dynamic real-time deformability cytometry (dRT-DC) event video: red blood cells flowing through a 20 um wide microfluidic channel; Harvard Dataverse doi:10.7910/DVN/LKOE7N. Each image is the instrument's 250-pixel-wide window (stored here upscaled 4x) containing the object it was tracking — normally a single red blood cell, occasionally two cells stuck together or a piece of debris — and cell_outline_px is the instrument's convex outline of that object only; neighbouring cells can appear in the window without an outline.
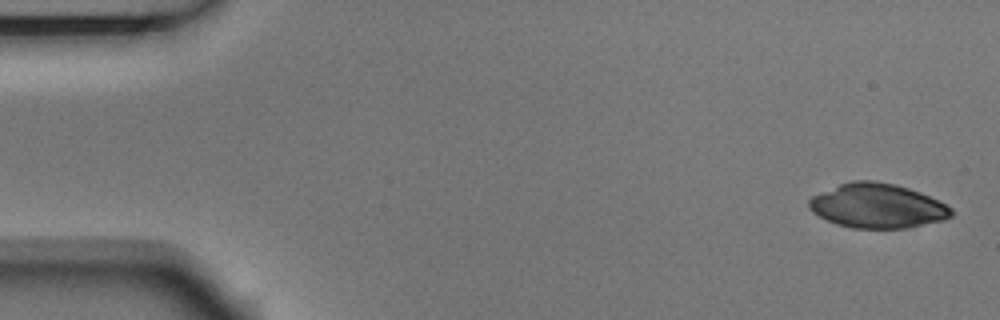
{"species": "Egyptian fruit bat (a non-hibernating species)", "species_latin": "Rousettus aegyptiacus", "temperature_condition": "room temperature", "stored_images_in_passage": 6, "camera_frame_rate_fps": 3000, "um_per_image_px": 0.085, "animal": {"sex": "male"}, "frame": {"image": 1, "passage_image": 1, "time_ms": 0.0, "image_size_px": [1000, 320], "cell_outline_px": [[952, 216], [944, 220], [904, 228], [852, 228], [836, 224], [812, 212], [808, 208], [808, 200], [812, 196], [840, 184], [852, 180], [872, 180], [896, 184], [920, 192], [952, 208]], "centroid_in_image_um": [74.55, 17.49], "position_along_channel_um": 10.4, "area_um2": 36.65}}